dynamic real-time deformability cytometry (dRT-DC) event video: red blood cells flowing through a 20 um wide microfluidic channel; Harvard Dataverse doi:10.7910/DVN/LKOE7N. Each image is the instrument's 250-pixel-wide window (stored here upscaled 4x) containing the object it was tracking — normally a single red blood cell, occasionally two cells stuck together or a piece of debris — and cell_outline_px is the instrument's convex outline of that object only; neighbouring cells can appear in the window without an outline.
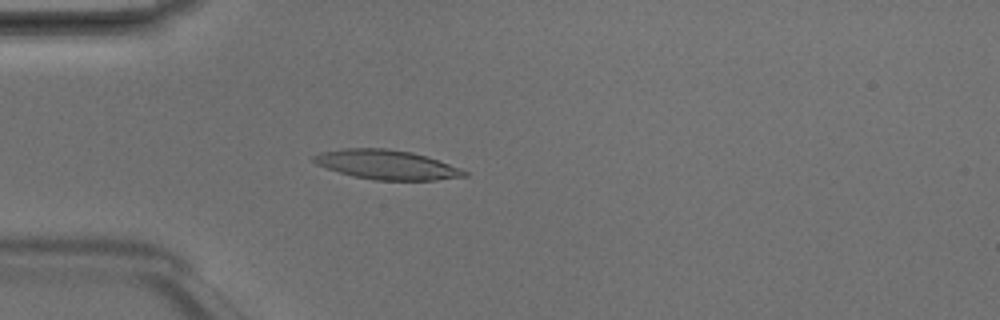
{"species": "Egyptian fruit bat (a non-hibernating species)", "species_latin": "Rousettus aegyptiacus", "temperature_condition": "room temperature", "stored_images_in_passage": 4, "camera_frame_rate_fps": 3000, "um_per_image_px": 0.085, "animal": {"sex": "male"}, "frame": {"image": 1, "passage_image": 4, "time_ms": 1.0, "image_size_px": [1000, 320], "cell_outline_px": [[468, 176], [436, 180], [376, 180], [352, 176], [316, 164], [312, 160], [312, 156], [320, 152], [344, 148], [384, 148], [412, 152], [460, 168], [468, 172]], "centroid_in_image_um": [32.85, 14.0], "position_along_channel_um": 52.2, "area_um2": 25.61}}